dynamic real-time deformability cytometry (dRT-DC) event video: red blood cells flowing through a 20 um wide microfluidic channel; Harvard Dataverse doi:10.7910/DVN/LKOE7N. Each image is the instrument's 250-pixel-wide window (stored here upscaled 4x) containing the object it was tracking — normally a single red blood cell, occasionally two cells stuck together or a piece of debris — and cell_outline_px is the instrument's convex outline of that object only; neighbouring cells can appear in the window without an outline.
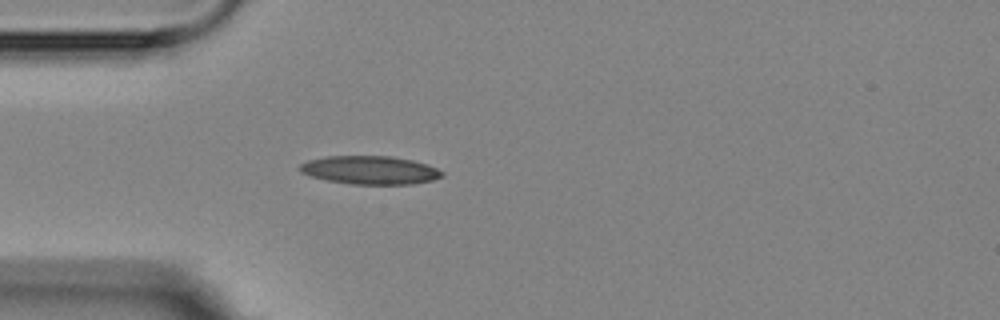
{"species": "Egyptian fruit bat (a non-hibernating species)", "species_latin": "Rousettus aegyptiacus", "temperature_condition": "room temperature", "stored_images_in_passage": 1, "camera_frame_rate_fps": 3000, "um_per_image_px": 0.085, "animal": {"sex": "female"}, "frame": {"image": 1, "passage_image": 1, "time_ms": 0.0, "image_size_px": [1000, 320], "cell_outline_px": [[444, 176], [432, 180], [412, 184], [352, 184], [328, 180], [312, 176], [300, 172], [300, 164], [308, 160], [324, 156], [392, 156], [412, 160], [428, 164], [444, 172]], "centroid_in_image_um": [31.48, 14.45], "position_along_channel_um": 53.5, "area_um2": 23.47}}